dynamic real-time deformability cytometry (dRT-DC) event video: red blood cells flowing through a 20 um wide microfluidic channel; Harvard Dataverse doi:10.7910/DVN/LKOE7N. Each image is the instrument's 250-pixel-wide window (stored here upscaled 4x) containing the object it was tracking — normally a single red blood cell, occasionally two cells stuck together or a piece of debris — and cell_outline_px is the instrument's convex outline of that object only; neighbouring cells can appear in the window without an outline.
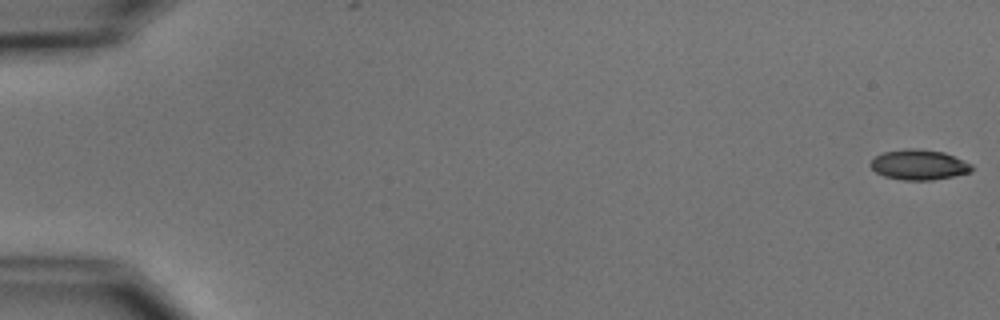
{"species": "common noctule bat (a hibernating species)", "species_latin": "Nyctalus noctula", "temperature_condition": "cold", "stored_images_in_passage": 8, "camera_frame_rate_fps": 3000, "um_per_image_px": 0.085, "animal": {"sex": "male", "body_mass_g": 15.6}, "frame": {"image": 1, "passage_image": 1, "time_ms": 0.0, "image_size_px": [1000, 320], "cell_outline_px": [[972, 172], [932, 180], [904, 180], [884, 176], [876, 172], [868, 164], [876, 156], [884, 152], [908, 148], [912, 148], [944, 152], [972, 164]], "centroid_in_image_um": [78.1, 14.0], "position_along_channel_um": 6.9, "area_um2": 17.69}}
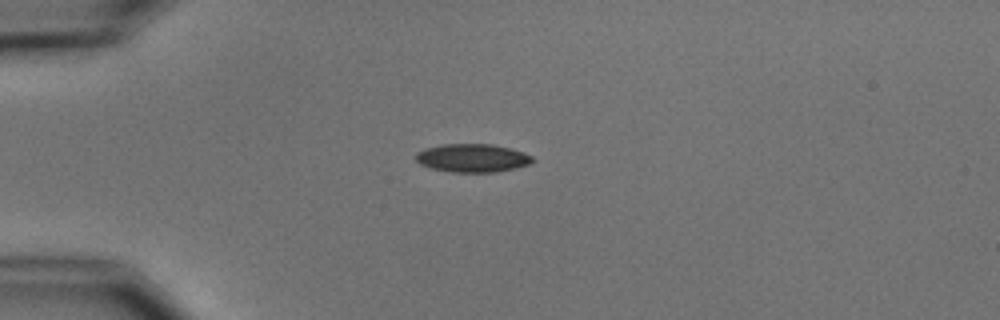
{"frame": {"image": 2, "passage_image": 5, "time_ms": 4.667, "image_size_px": [1000, 320], "cell_outline_px": [[536, 160], [528, 164], [516, 168], [496, 172], [452, 172], [432, 168], [420, 164], [416, 160], [416, 152], [424, 148], [440, 144], [492, 144], [512, 148], [524, 152], [532, 156]], "centroid_in_image_um": [40.17, 13.42], "position_along_channel_um": 44.8, "area_um2": 19.42}}
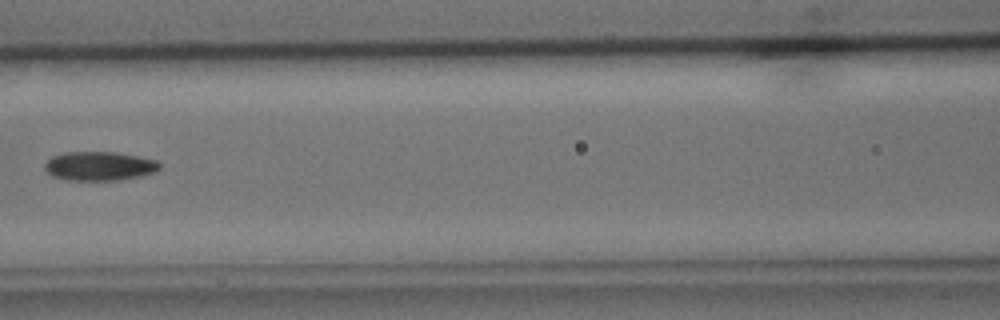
{"frame": {"image": 3, "passage_image": 8, "time_ms": 8.333, "image_size_px": [1000, 320], "cell_outline_px": [[160, 168], [156, 172], [140, 176], [120, 180], [64, 180], [52, 176], [44, 168], [44, 164], [52, 156], [64, 152], [116, 152], [156, 160], [160, 164]], "centroid_in_image_um": [8.43, 14.12], "position_along_channel_um": 158.2, "area_um2": 19.48}}